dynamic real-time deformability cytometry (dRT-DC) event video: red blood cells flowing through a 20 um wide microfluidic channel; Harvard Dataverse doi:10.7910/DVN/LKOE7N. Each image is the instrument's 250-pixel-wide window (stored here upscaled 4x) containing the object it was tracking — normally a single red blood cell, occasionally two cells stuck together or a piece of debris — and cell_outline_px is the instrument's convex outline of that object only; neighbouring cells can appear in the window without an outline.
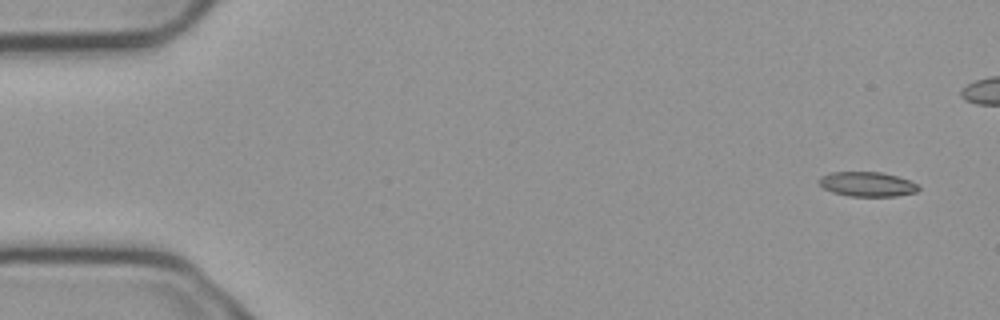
{"species": "common noctule bat (a hibernating species)", "species_latin": "Nyctalus noctula", "temperature_condition": "cold", "stored_images_in_passage": 8, "camera_frame_rate_fps": 3000, "um_per_image_px": 0.085, "animal": {"sex": "male", "body_mass_g": 23.1, "forearm_length_mm": 52.7}, "frame": {"image": 1, "passage_image": 1, "time_ms": 0.0, "image_size_px": [1000, 320], "cell_outline_px": [[920, 188], [916, 192], [896, 196], [848, 196], [832, 192], [824, 188], [816, 180], [820, 176], [832, 172], [880, 172], [896, 176], [908, 180], [916, 184]], "centroid_in_image_um": [73.67, 15.65], "position_along_channel_um": 11.3, "area_um2": 14.22}}
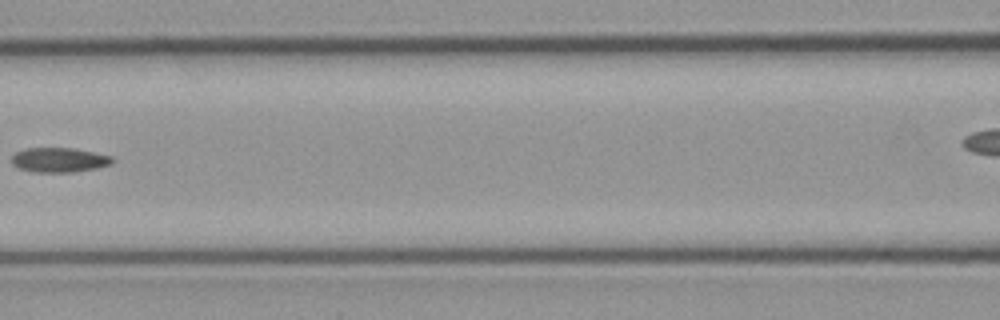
{"frame": {"image": 2, "passage_image": 7, "time_ms": 2.0, "image_size_px": [1000, 320], "cell_outline_px": [[116, 160], [112, 164], [96, 168], [72, 172], [36, 172], [20, 168], [12, 164], [12, 156], [16, 152], [24, 148], [72, 148], [112, 156]], "centroid_in_image_um": [5.05, 13.59], "position_along_channel_um": 161.6, "area_um2": 14.39}}